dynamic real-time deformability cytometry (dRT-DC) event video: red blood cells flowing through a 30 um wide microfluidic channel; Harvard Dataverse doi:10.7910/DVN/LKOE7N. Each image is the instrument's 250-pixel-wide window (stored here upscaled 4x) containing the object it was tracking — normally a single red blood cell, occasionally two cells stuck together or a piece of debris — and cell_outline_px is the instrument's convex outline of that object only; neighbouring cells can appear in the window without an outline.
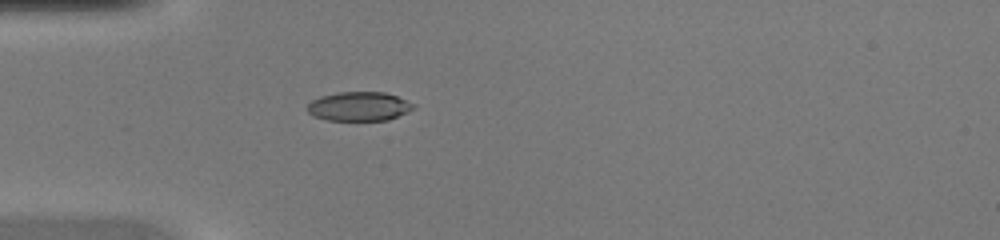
{"species": "common noctule bat (a hibernating species)", "species_latin": "Nyctalus noctula", "temperature_condition": "warm", "stored_images_in_passage": 33, "camera_frame_rate_fps": 3000, "um_per_image_px": 0.085, "animal": {"sex": "female", "body_mass_g": 20.0, "forearm_length_mm": 54.0}, "frame": {"image": 1, "passage_image": 1, "time_ms": 0.0, "image_size_px": [1000, 240], "cell_outline_px": [[416, 108], [408, 112], [388, 120], [328, 120], [312, 116], [308, 112], [308, 104], [312, 100], [320, 96], [340, 92], [384, 92], [396, 96], [416, 104]], "centroid_in_image_um": [30.54, 9.04], "position_along_channel_um": 54.5, "area_um2": 18.03}}
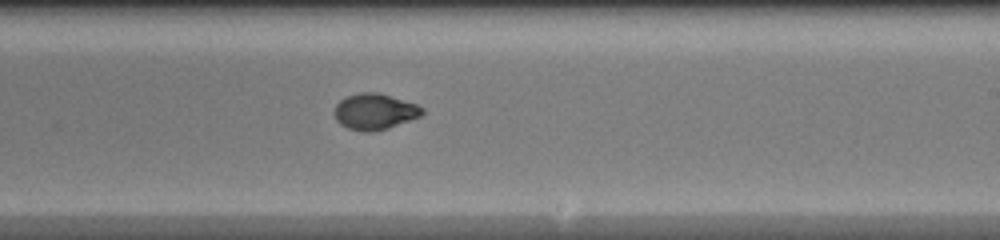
{"frame": {"image": 2, "passage_image": 15, "time_ms": 4.667, "image_size_px": [1000, 240], "cell_outline_px": [[424, 112], [420, 116], [388, 128], [372, 132], [364, 132], [348, 128], [340, 124], [336, 120], [336, 104], [344, 96], [360, 92], [376, 92], [416, 104], [424, 108]], "centroid_in_image_um": [31.83, 9.48], "position_along_channel_um": 257.2, "area_um2": 18.26}}
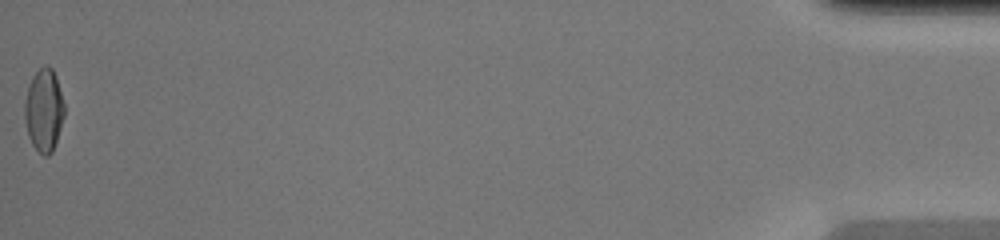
{"frame": {"image": 3, "passage_image": 33, "time_ms": 10.667, "image_size_px": [1000, 240], "cell_outline_px": [[64, 116], [52, 152], [48, 156], [44, 156], [32, 144], [28, 136], [24, 120], [24, 100], [32, 76], [44, 64], [52, 68], [56, 76], [64, 104]], "centroid_in_image_um": [3.71, 9.35], "position_along_channel_um": 431.5, "area_um2": 19.07}}